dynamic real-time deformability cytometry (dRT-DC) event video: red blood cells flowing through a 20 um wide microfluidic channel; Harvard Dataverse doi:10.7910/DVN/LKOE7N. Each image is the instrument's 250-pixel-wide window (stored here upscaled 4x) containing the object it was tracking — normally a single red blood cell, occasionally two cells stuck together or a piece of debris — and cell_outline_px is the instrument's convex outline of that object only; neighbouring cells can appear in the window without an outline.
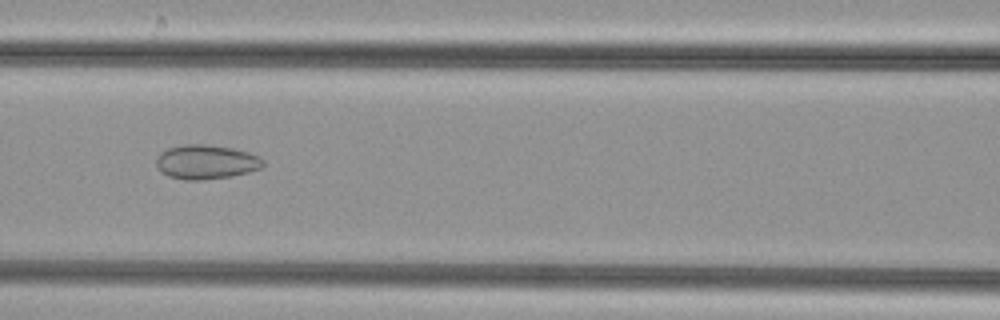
{"species": "common noctule bat (a hibernating species)", "species_latin": "Nyctalus noctula", "temperature_condition": "cold", "stored_images_in_passage": 41, "camera_frame_rate_fps": 3000, "um_per_image_px": 0.085, "animal": {"sex": "female", "body_mass_g": 29.2, "forearm_length_mm": 56.3}, "frame": {"image": 1, "passage_image": 13, "time_ms": 4.0, "image_size_px": [1000, 320], "cell_outline_px": [[264, 164], [260, 168], [248, 172], [232, 176], [200, 180], [184, 180], [168, 176], [160, 172], [156, 164], [156, 156], [160, 152], [168, 148], [184, 144], [204, 144], [232, 148], [248, 152], [260, 156], [264, 160]], "centroid_in_image_um": [17.49, 13.76], "position_along_channel_um": 149.1, "area_um2": 21.5}}
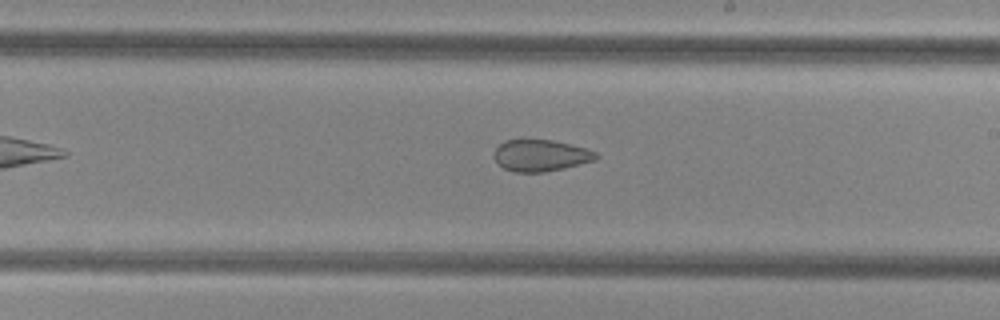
{"frame": {"image": 2, "passage_image": 20, "time_ms": 6.333, "image_size_px": [1000, 320], "cell_outline_px": [[600, 156], [596, 160], [564, 168], [544, 172], [516, 172], [504, 168], [492, 156], [492, 152], [504, 140], [524, 136], [552, 140], [584, 148], [596, 152]], "centroid_in_image_um": [45.9, 13.17], "position_along_channel_um": 243.1, "area_um2": 19.36}}
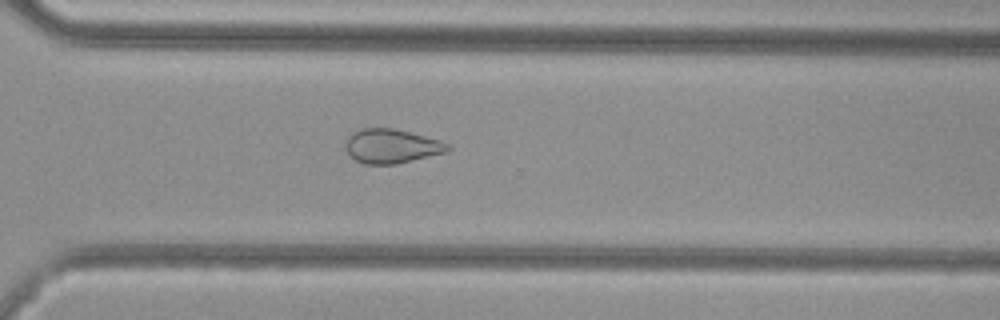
{"frame": {"image": 3, "passage_image": 27, "time_ms": 8.667, "image_size_px": [1000, 320], "cell_outline_px": [[452, 148], [448, 152], [396, 164], [364, 164], [348, 156], [348, 140], [352, 132], [360, 128], [392, 128], [440, 140], [448, 144]], "centroid_in_image_um": [33.31, 12.43], "position_along_channel_um": 337.3, "area_um2": 20.17}}